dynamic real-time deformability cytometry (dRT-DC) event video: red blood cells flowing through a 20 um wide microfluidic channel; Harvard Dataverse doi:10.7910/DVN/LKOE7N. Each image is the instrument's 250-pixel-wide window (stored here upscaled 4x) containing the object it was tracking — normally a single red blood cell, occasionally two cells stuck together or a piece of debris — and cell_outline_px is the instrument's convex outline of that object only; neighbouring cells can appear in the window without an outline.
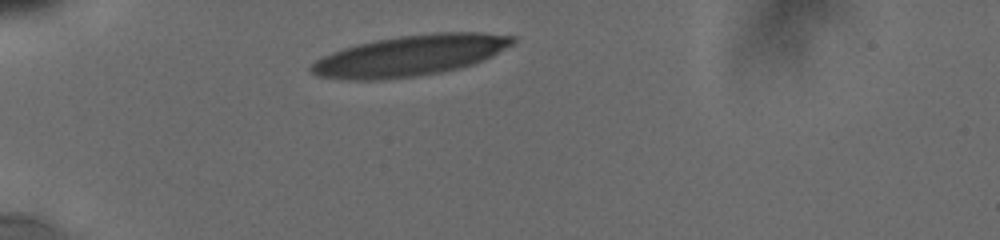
{"species": "human", "species_latin": "Homo sapiens", "temperature_condition": "cold", "stored_images_in_passage": 4, "camera_frame_rate_fps": 3000, "um_per_image_px": 0.085, "donor": {"sex": "male"}, "frame": {"image": 1, "passage_image": 1, "time_ms": 0.0, "image_size_px": [1000, 240], "cell_outline_px": [[516, 44], [492, 56], [472, 64], [440, 72], [412, 76], [380, 80], [352, 80], [320, 76], [312, 72], [308, 68], [316, 60], [332, 52], [344, 48], [376, 40], [400, 36], [436, 32], [484, 32], [516, 36]], "centroid_in_image_um": [34.93, 4.71], "position_along_channel_um": 50.1, "area_um2": 47.51}}